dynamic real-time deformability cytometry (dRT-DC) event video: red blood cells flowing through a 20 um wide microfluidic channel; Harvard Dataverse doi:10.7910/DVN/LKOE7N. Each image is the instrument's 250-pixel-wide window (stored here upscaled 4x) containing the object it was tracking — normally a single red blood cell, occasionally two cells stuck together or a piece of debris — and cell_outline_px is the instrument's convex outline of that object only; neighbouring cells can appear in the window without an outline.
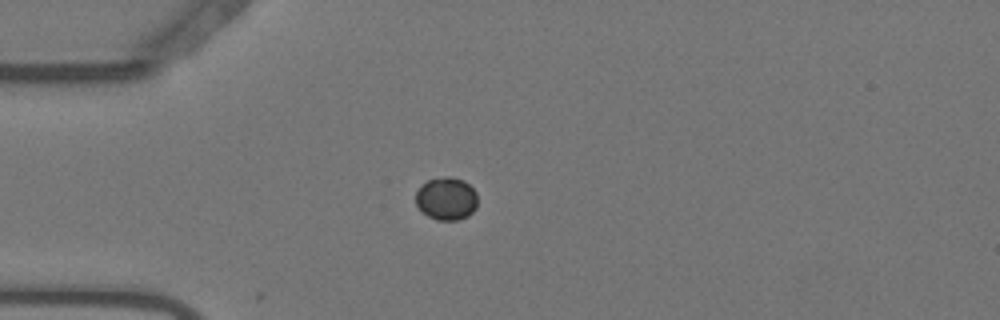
{"species": "Egyptian fruit bat (a non-hibernating species)", "species_latin": "Rousettus aegyptiacus", "temperature_condition": "warm", "stored_images_in_passage": 46, "camera_frame_rate_fps": 3000, "um_per_image_px": 0.085, "animal": {"sex": "female"}, "frame": {"image": 1, "passage_image": 6, "time_ms": 1.667, "image_size_px": [1000, 320], "cell_outline_px": [[476, 208], [468, 216], [456, 220], [436, 220], [428, 216], [416, 204], [416, 192], [428, 180], [444, 176], [452, 176], [464, 180], [476, 192]], "centroid_in_image_um": [37.96, 16.88], "position_along_channel_um": 47.0, "area_um2": 15.32}}
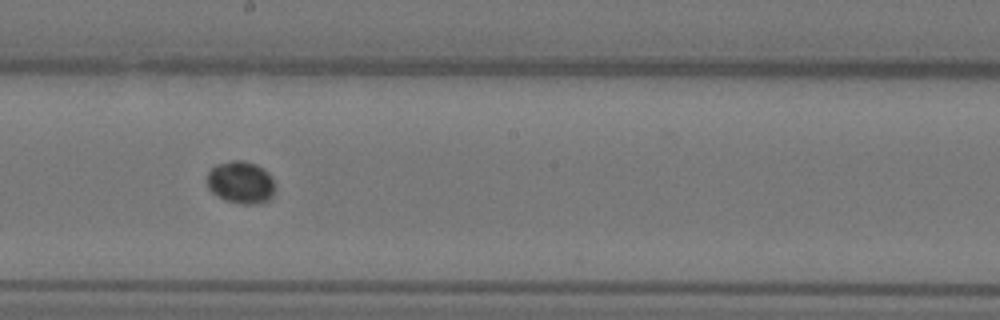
{"frame": {"image": 2, "passage_image": 22, "time_ms": 7.0, "image_size_px": [1000, 320], "cell_outline_px": [[276, 188], [272, 200], [260, 204], [240, 204], [224, 200], [216, 196], [208, 188], [208, 172], [216, 164], [232, 160], [244, 160], [256, 164], [264, 168], [272, 176]], "centroid_in_image_um": [20.52, 15.52], "position_along_channel_um": 227.7, "area_um2": 17.34}}
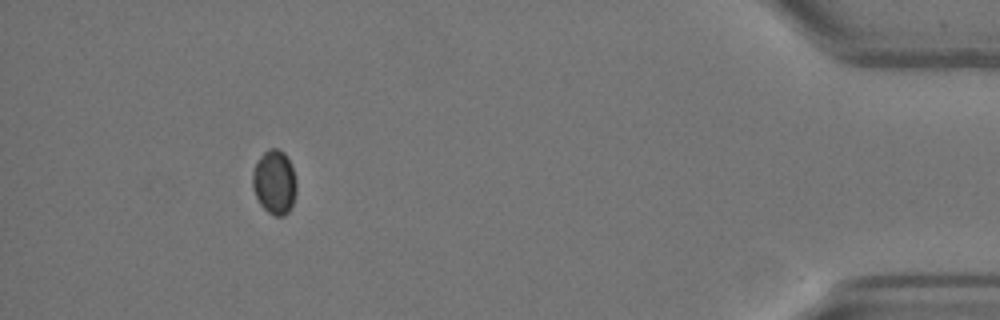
{"frame": {"image": 3, "passage_image": 42, "time_ms": 13.667, "image_size_px": [1000, 320], "cell_outline_px": [[296, 192], [292, 204], [288, 212], [284, 216], [276, 216], [268, 212], [260, 204], [252, 188], [252, 172], [260, 156], [268, 148], [276, 148], [284, 152], [292, 168], [296, 180]], "centroid_in_image_um": [23.32, 15.48], "position_along_channel_um": 411.9, "area_um2": 16.36}}